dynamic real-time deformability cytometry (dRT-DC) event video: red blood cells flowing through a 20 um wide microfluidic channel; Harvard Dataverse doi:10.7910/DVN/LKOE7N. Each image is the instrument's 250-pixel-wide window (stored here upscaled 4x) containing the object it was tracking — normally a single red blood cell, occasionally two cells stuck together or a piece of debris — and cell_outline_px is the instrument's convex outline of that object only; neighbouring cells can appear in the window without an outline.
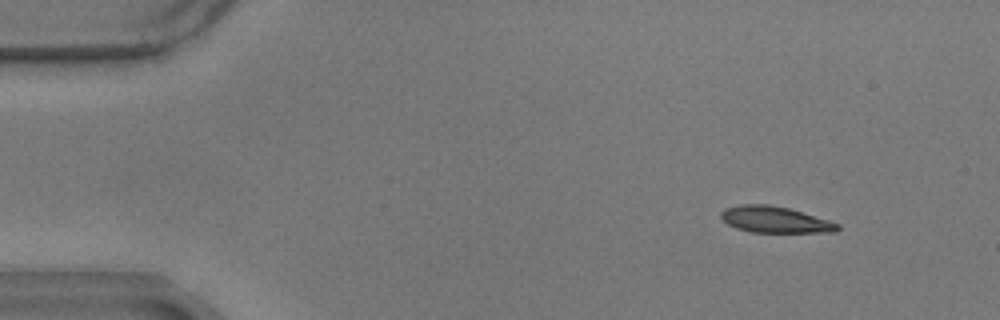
{"species": "common noctule bat (a hibernating species)", "species_latin": "Nyctalus noctula", "temperature_condition": "warm", "stored_images_in_passage": 11, "camera_frame_rate_fps": 3000, "um_per_image_px": 0.085, "animal": {"sex": "male", "body_mass_g": 17.9}, "frame": {"image": 1, "passage_image": 1, "time_ms": 0.0, "image_size_px": [1000, 320], "cell_outline_px": [[840, 228], [836, 232], [752, 232], [736, 228], [728, 224], [720, 216], [720, 212], [724, 208], [740, 204], [768, 204], [788, 208], [828, 220], [840, 224]], "centroid_in_image_um": [65.85, 18.66], "position_along_channel_um": 19.1, "area_um2": 17.8}}
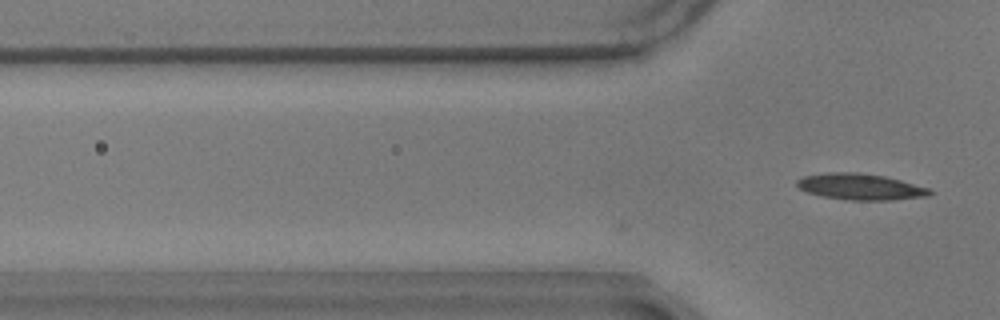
{"frame": {"image": 2, "passage_image": 11, "time_ms": 3.333, "image_size_px": [1000, 320], "cell_outline_px": [[932, 192], [928, 196], [892, 200], [848, 200], [820, 196], [808, 192], [800, 188], [796, 184], [796, 180], [804, 176], [824, 172], [860, 172], [884, 176], [900, 180], [928, 188]], "centroid_in_image_um": [73.09, 15.87], "position_along_channel_um": 52.7, "area_um2": 20.29}}